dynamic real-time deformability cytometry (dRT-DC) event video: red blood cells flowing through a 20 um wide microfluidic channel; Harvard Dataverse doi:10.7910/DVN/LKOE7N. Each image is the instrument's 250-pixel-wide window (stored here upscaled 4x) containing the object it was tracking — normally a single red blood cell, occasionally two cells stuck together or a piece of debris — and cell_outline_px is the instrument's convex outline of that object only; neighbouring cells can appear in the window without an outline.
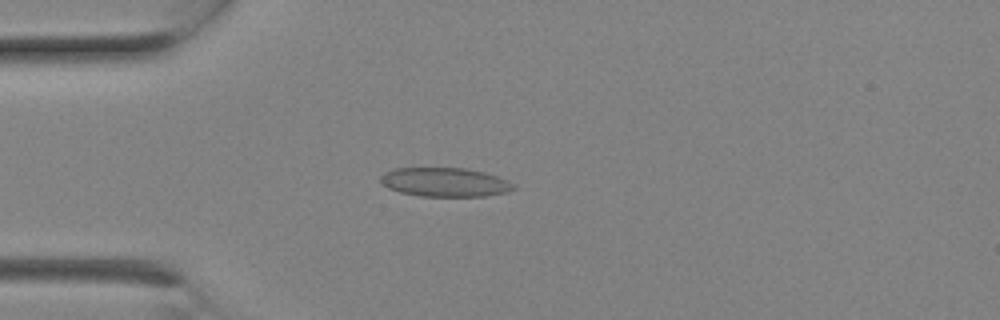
{"species": "Egyptian fruit bat (a non-hibernating species)", "species_latin": "Rousettus aegyptiacus", "temperature_condition": "room temperature", "stored_images_in_passage": 8, "camera_frame_rate_fps": 3000, "um_per_image_px": 0.085, "animal": {"sex": "female"}, "frame": {"image": 1, "passage_image": 6, "time_ms": 1.667, "image_size_px": [1000, 320], "cell_outline_px": [[516, 188], [508, 192], [484, 196], [420, 196], [400, 192], [388, 188], [380, 180], [380, 176], [384, 172], [392, 168], [424, 164], [464, 168], [484, 172], [508, 180], [516, 184]], "centroid_in_image_um": [37.76, 15.42], "position_along_channel_um": 47.2, "area_um2": 23.58}}
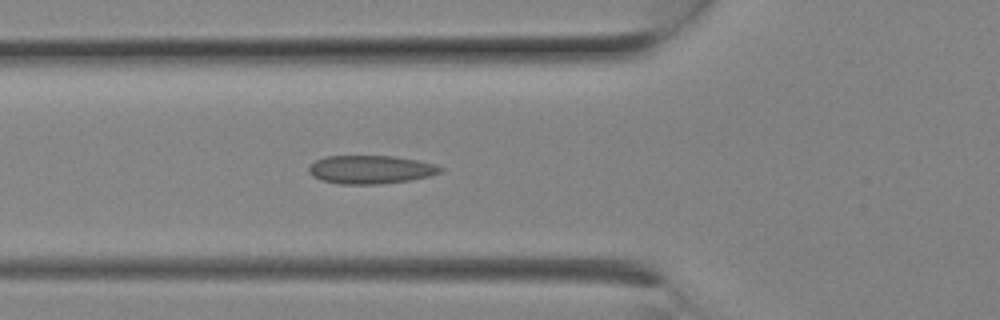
{"frame": {"image": 2, "passage_image": 8, "time_ms": 2.333, "image_size_px": [1000, 320], "cell_outline_px": [[444, 172], [428, 176], [408, 180], [380, 184], [340, 184], [320, 180], [312, 176], [308, 172], [308, 168], [316, 160], [324, 156], [396, 156], [436, 164], [444, 168]], "centroid_in_image_um": [31.51, 14.41], "position_along_channel_um": 94.3, "area_um2": 21.85}}